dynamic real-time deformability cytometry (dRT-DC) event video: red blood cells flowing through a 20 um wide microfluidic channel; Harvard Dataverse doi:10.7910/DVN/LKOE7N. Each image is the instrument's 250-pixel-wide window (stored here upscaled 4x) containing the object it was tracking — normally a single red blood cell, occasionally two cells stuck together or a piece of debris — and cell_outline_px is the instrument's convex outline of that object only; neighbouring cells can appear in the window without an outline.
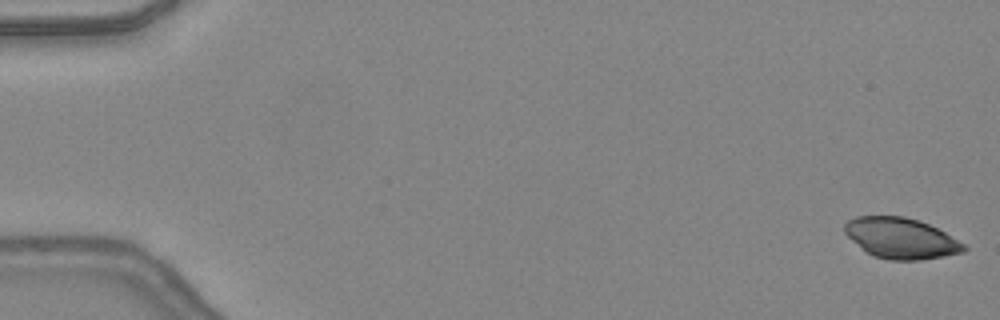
{"species": "common noctule bat (a hibernating species)", "species_latin": "Nyctalus noctula", "temperature_condition": "warm", "stored_images_in_passage": 23, "camera_frame_rate_fps": 3000, "um_per_image_px": 0.085, "animal": {"sex": "female", "body_mass_g": 24.6, "forearm_length_mm": 56.2}, "frame": {"image": 1, "passage_image": 1, "time_ms": 0.0, "image_size_px": [1000, 320], "cell_outline_px": [[968, 248], [964, 252], [944, 256], [920, 260], [888, 260], [872, 256], [860, 248], [844, 232], [844, 224], [848, 220], [856, 216], [904, 216], [928, 224], [944, 232], [964, 244]], "centroid_in_image_um": [76.56, 20.26], "position_along_channel_um": 8.4, "area_um2": 28.26}}
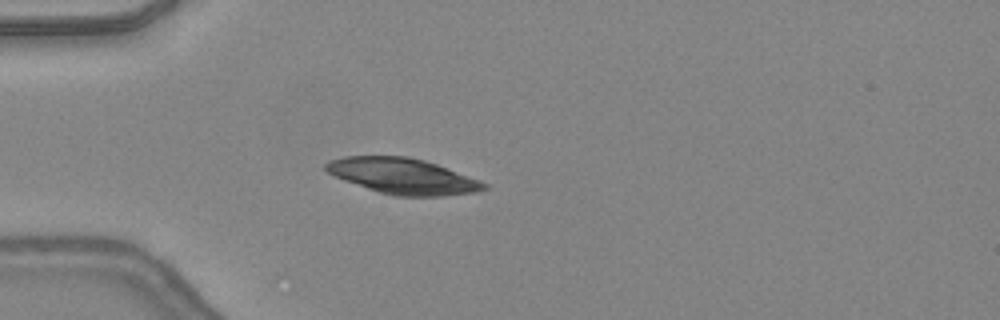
{"frame": {"image": 2, "passage_image": 14, "time_ms": 4.333, "image_size_px": [1000, 320], "cell_outline_px": [[488, 188], [476, 192], [444, 196], [392, 196], [344, 180], [328, 172], [324, 168], [324, 164], [328, 160], [344, 156], [408, 156], [424, 160], [436, 164], [480, 180], [488, 184]], "centroid_in_image_um": [34.25, 14.97], "position_along_channel_um": 50.8, "area_um2": 32.83}}